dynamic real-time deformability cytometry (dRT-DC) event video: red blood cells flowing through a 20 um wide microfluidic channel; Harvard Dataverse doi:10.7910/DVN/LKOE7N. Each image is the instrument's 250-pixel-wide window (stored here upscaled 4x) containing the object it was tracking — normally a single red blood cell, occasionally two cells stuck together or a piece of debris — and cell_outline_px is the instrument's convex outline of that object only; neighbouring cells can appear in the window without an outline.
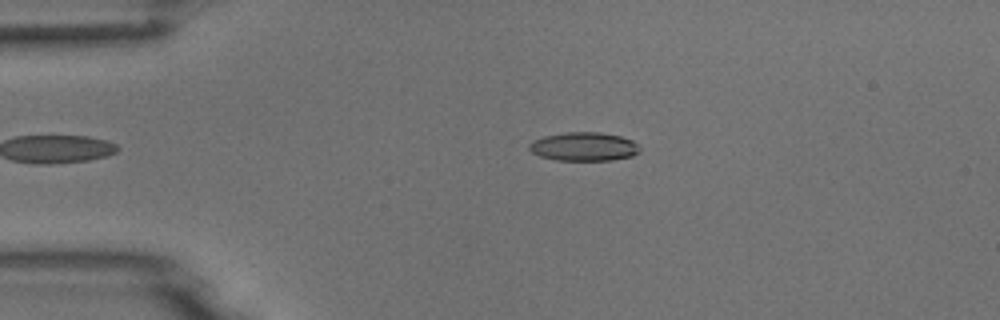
{"species": "common noctule bat (a hibernating species)", "species_latin": "Nyctalus noctula", "temperature_condition": "room temperature", "stored_images_in_passage": 38, "camera_frame_rate_fps": 3000, "um_per_image_px": 0.085, "animal": {"sex": "male", "body_mass_g": 18.8}, "frame": {"image": 1, "passage_image": 2, "time_ms": 0.333, "image_size_px": [1000, 320], "cell_outline_px": [[640, 152], [632, 156], [612, 160], [556, 160], [540, 156], [532, 152], [528, 148], [528, 144], [532, 140], [544, 136], [564, 132], [600, 132], [620, 136], [632, 140], [640, 148]], "centroid_in_image_um": [49.61, 12.46], "position_along_channel_um": 35.4, "area_um2": 18.55}}
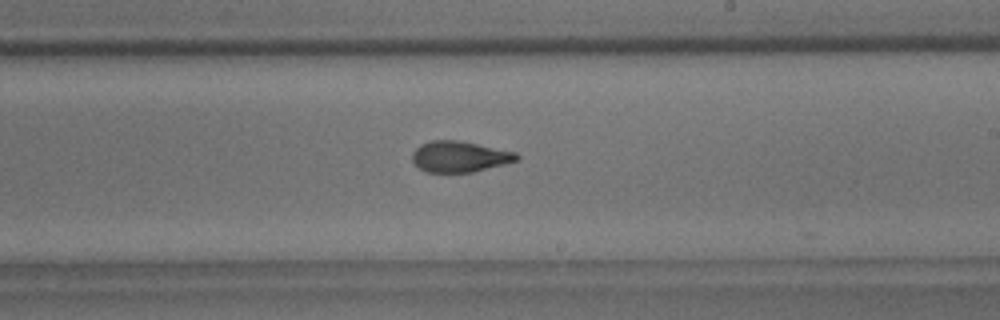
{"frame": {"image": 2, "passage_image": 22, "time_ms": 7.0, "image_size_px": [1000, 320], "cell_outline_px": [[520, 160], [472, 172], [424, 172], [412, 160], [412, 152], [420, 144], [432, 140], [460, 140], [516, 152], [520, 156]], "centroid_in_image_um": [39.07, 13.3], "position_along_channel_um": 249.9, "area_um2": 18.9}}
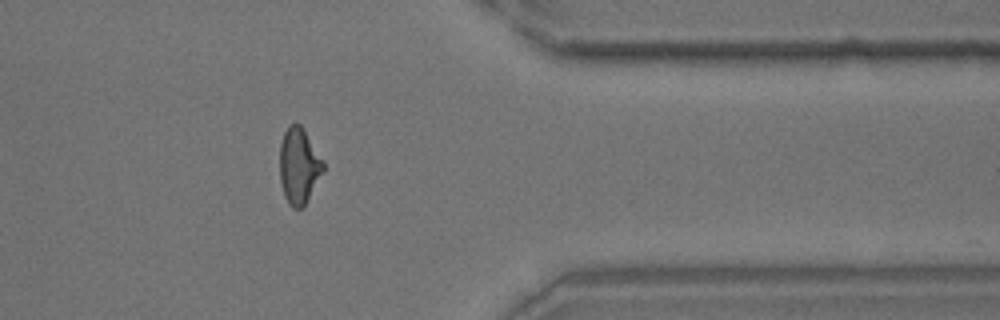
{"frame": {"image": 3, "passage_image": 34, "time_ms": 11.0, "image_size_px": [1000, 320], "cell_outline_px": [[324, 172], [304, 204], [300, 208], [292, 208], [288, 204], [284, 196], [280, 180], [280, 144], [284, 132], [288, 124], [300, 124], [324, 160]], "centroid_in_image_um": [25.41, 14.08], "position_along_channel_um": 386.0, "area_um2": 19.25}}